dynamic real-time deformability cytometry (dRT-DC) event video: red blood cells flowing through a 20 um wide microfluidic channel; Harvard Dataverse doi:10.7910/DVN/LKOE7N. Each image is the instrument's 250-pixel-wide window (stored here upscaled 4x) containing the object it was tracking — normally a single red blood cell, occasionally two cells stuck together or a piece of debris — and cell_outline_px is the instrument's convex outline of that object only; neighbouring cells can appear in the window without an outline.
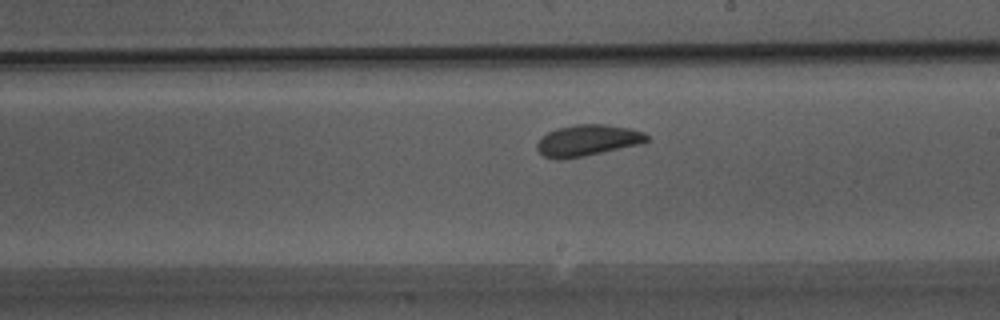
{"species": "Egyptian fruit bat (a non-hibernating species)", "species_latin": "Rousettus aegyptiacus", "temperature_condition": "warm", "stored_images_in_passage": 31, "camera_frame_rate_fps": 3000, "um_per_image_px": 0.085, "animal": {"sex": "male"}, "frame": {"image": 1, "passage_image": 12, "time_ms": 3.667, "image_size_px": [1000, 320], "cell_outline_px": [[648, 140], [644, 144], [584, 156], [560, 160], [556, 160], [544, 156], [536, 148], [536, 144], [540, 136], [556, 128], [576, 124], [604, 124], [632, 128], [644, 132], [648, 136]], "centroid_in_image_um": [49.95, 11.93], "position_along_channel_um": 239.1, "area_um2": 20.4}}
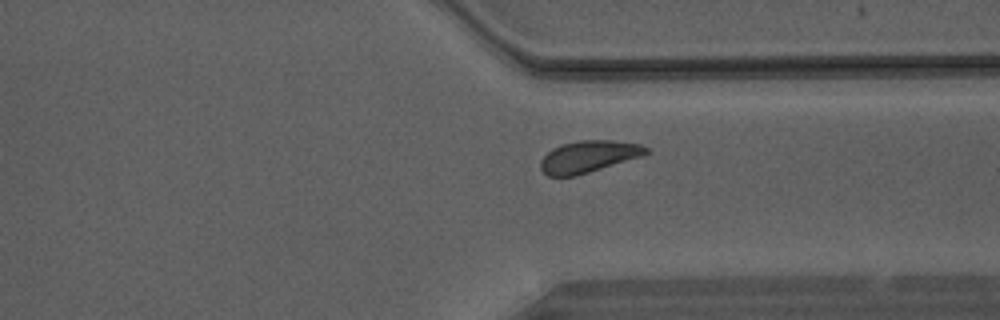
{"frame": {"image": 2, "passage_image": 20, "time_ms": 6.333, "image_size_px": [1000, 320], "cell_outline_px": [[652, 152], [644, 156], [588, 172], [572, 176], [548, 176], [540, 168], [540, 160], [552, 148], [560, 144], [580, 140], [612, 140], [640, 144], [648, 148]], "centroid_in_image_um": [50.05, 13.29], "position_along_channel_um": 361.3, "area_um2": 19.65}}
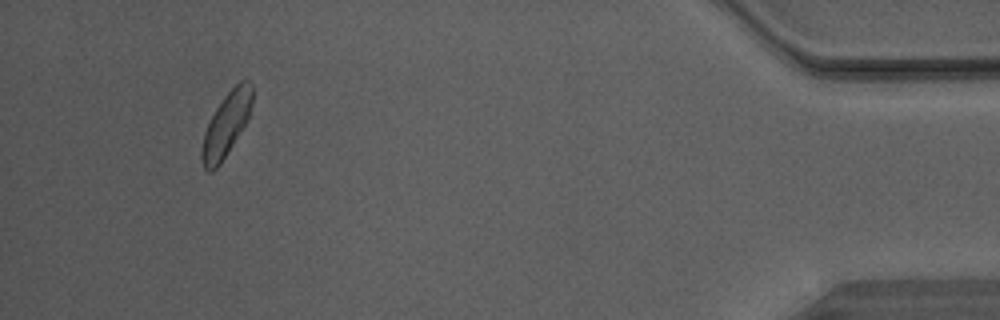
{"frame": {"image": 3, "passage_image": 28, "time_ms": 9.0, "image_size_px": [1000, 320], "cell_outline_px": [[252, 104], [248, 120], [220, 164], [212, 172], [208, 172], [204, 168], [200, 160], [200, 152], [204, 132], [216, 108], [224, 96], [240, 80], [248, 76], [252, 84]], "centroid_in_image_um": [19.24, 10.57], "position_along_channel_um": 416.0, "area_um2": 18.9}}